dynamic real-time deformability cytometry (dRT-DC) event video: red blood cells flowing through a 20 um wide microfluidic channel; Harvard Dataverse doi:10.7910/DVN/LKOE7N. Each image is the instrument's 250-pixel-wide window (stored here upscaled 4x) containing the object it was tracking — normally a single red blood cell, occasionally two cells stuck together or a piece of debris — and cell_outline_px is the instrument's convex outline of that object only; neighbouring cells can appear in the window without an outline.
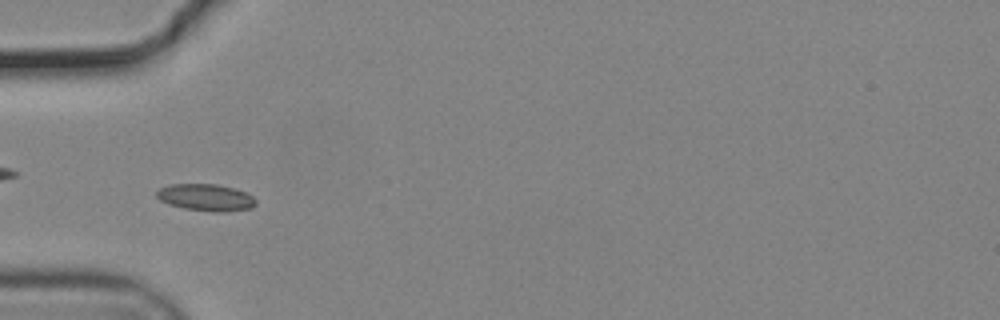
{"species": "common noctule bat (a hibernating species)", "species_latin": "Nyctalus noctula", "temperature_condition": "cold", "stored_images_in_passage": 40, "camera_frame_rate_fps": 3000, "um_per_image_px": 0.085, "animal": {"sex": "male", "body_mass_g": 19.2, "forearm_length_mm": 51.8}, "frame": {"image": 1, "passage_image": 3, "time_ms": 0.667, "image_size_px": [1000, 320], "cell_outline_px": [[256, 204], [252, 208], [228, 212], [212, 212], [184, 208], [168, 204], [160, 200], [156, 196], [156, 192], [160, 188], [172, 184], [216, 184], [248, 192], [256, 200]], "centroid_in_image_um": [17.53, 16.79], "position_along_channel_um": 67.5, "area_um2": 15.66}}
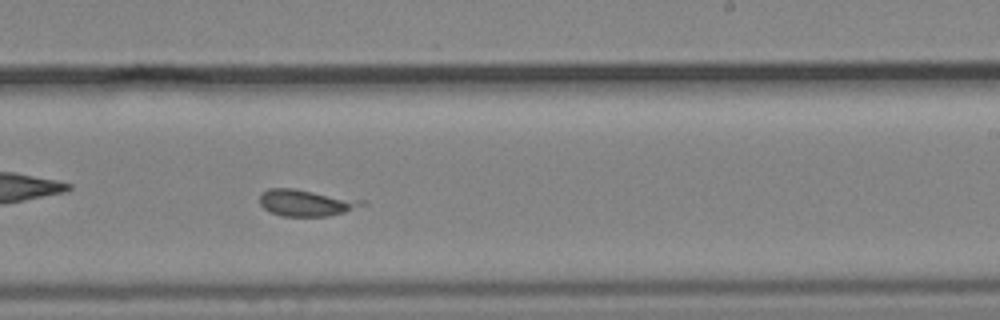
{"frame": {"image": 2, "passage_image": 19, "time_ms": 6.0, "image_size_px": [1000, 320], "cell_outline_px": [[368, 204], [344, 212], [328, 216], [280, 216], [268, 212], [260, 204], [260, 196], [268, 188], [292, 188], [364, 200]], "centroid_in_image_um": [26.01, 17.24], "position_along_channel_um": 263.0, "area_um2": 15.84}}
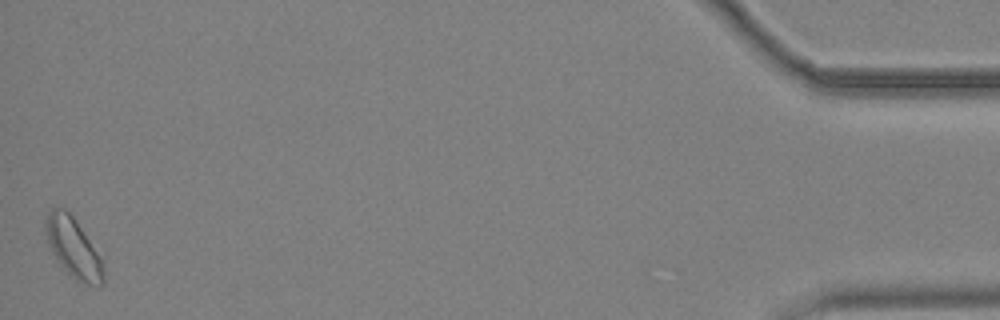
{"frame": {"image": 3, "passage_image": 40, "time_ms": 13.0, "image_size_px": [1000, 320], "cell_outline_px": [[104, 284], [88, 284], [76, 280], [60, 264], [52, 252], [44, 228], [48, 212], [52, 208], [64, 208], [72, 216], [104, 260]], "centroid_in_image_um": [6.26, 21.06], "position_along_channel_um": 428.9, "area_um2": 19.77}, "authors_computed_cell_mechanics": {"area_um2": 15.2303, "velocity_mm_per_s": 3.6935, "shape_relaxation_time_tau1_ms": null, "shape_relaxation_time_tau2_ms": 1.0924, "deformation_change_tau1": null, "deformation_change_tau2": 0.0692}}